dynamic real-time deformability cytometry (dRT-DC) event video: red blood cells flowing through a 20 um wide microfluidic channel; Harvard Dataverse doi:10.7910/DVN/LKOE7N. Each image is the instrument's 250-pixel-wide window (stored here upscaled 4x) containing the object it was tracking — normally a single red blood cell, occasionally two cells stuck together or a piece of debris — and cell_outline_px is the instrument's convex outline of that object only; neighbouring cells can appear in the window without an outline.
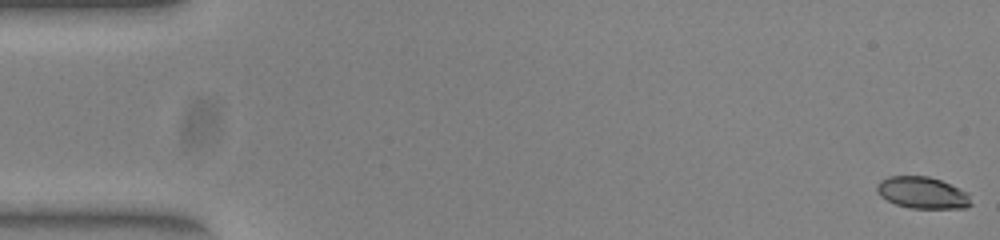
{"species": "common noctule bat (a hibernating species)", "species_latin": "Nyctalus noctula", "temperature_condition": "warm", "stored_images_in_passage": 53, "camera_frame_rate_fps": 3000, "um_per_image_px": 0.085, "animal": {"sex": "female", "body_mass_g": 23.0, "forearm_length_mm": 53.4}, "frame": {"image": 1, "passage_image": 1, "time_ms": 0.0, "image_size_px": [1000, 240], "cell_outline_px": [[972, 204], [964, 208], [912, 208], [896, 204], [880, 196], [876, 188], [876, 184], [880, 180], [888, 176], [928, 176], [940, 180], [968, 192]], "centroid_in_image_um": [78.4, 16.37], "position_along_channel_um": 6.6, "area_um2": 17.34}}
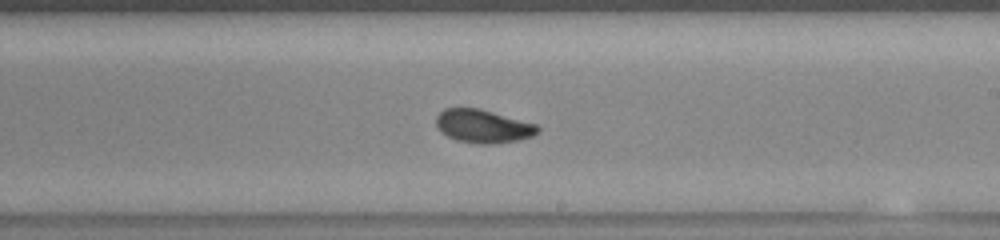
{"frame": {"image": 2, "passage_image": 31, "time_ms": 10.0, "image_size_px": [1000, 240], "cell_outline_px": [[540, 128], [532, 136], [516, 140], [492, 144], [480, 144], [456, 140], [440, 132], [436, 128], [436, 116], [444, 108], [476, 108], [492, 112], [536, 124]], "centroid_in_image_um": [41.0, 10.73], "position_along_channel_um": 248.0, "area_um2": 19.48}}
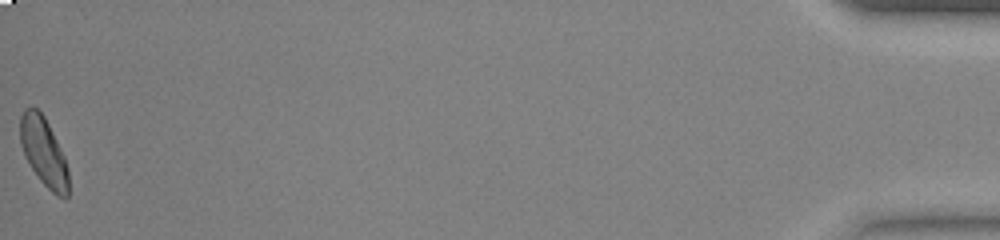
{"frame": {"image": 3, "passage_image": 53, "time_ms": 17.333, "image_size_px": [1000, 240], "cell_outline_px": [[68, 196], [56, 196], [40, 180], [32, 168], [20, 144], [20, 116], [24, 108], [36, 108], [44, 116], [64, 156], [68, 168]], "centroid_in_image_um": [3.71, 12.89], "position_along_channel_um": 431.5, "area_um2": 18.9}, "authors_computed_cell_mechanics": {"area_um2": 19.2474, "velocity_mm_per_s": 3.925, "shape_relaxation_time_tau1_ms": 4.4378, "shape_relaxation_time_tau2_ms": 1.2322, "deformation_change_tau1": 0.1577, "deformation_change_tau2": 0.0491}}